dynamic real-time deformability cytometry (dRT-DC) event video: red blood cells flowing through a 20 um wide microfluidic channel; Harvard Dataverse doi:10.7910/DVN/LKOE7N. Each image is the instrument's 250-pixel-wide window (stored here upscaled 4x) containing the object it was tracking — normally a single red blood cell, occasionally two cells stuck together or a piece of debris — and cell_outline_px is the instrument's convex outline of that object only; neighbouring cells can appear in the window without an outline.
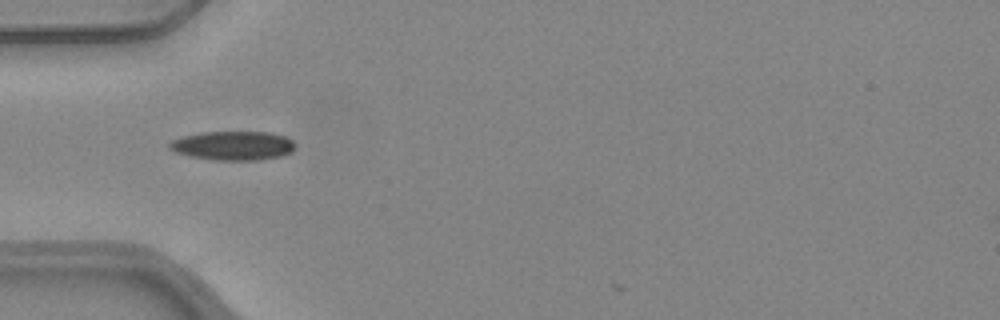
{"species": "common noctule bat (a hibernating species)", "species_latin": "Nyctalus noctula", "temperature_condition": "warm", "stored_images_in_passage": 33, "camera_frame_rate_fps": 3000, "um_per_image_px": 0.085, "animal": {"sex": "female", "body_mass_g": 24.6, "forearm_length_mm": 56.2}, "frame": {"image": 1, "passage_image": 1, "time_ms": 0.0, "image_size_px": [1000, 320], "cell_outline_px": [[296, 144], [292, 152], [280, 156], [260, 160], [216, 160], [188, 156], [176, 152], [168, 148], [168, 144], [172, 140], [184, 136], [200, 132], [272, 132], [284, 136], [292, 140]], "centroid_in_image_um": [19.81, 12.38], "position_along_channel_um": 65.2, "area_um2": 21.39}}
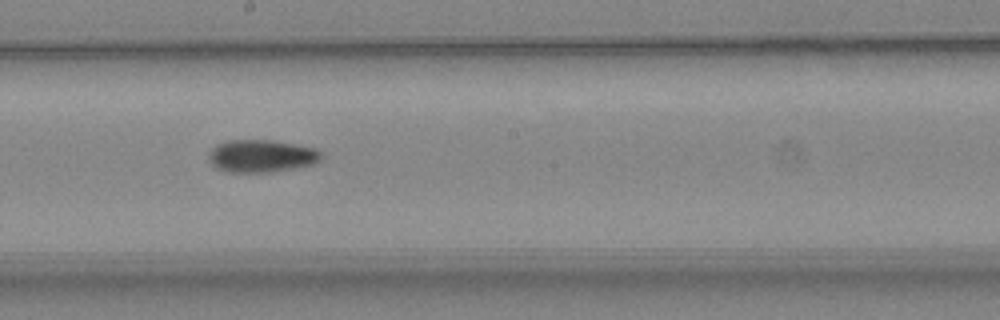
{"frame": {"image": 2, "passage_image": 13, "time_ms": 4.0, "image_size_px": [1000, 320], "cell_outline_px": [[320, 160], [312, 164], [296, 168], [272, 172], [224, 172], [216, 168], [208, 160], [208, 152], [216, 144], [228, 140], [272, 140], [316, 148], [320, 152]], "centroid_in_image_um": [22.17, 13.26], "position_along_channel_um": 226.0, "area_um2": 21.5}}
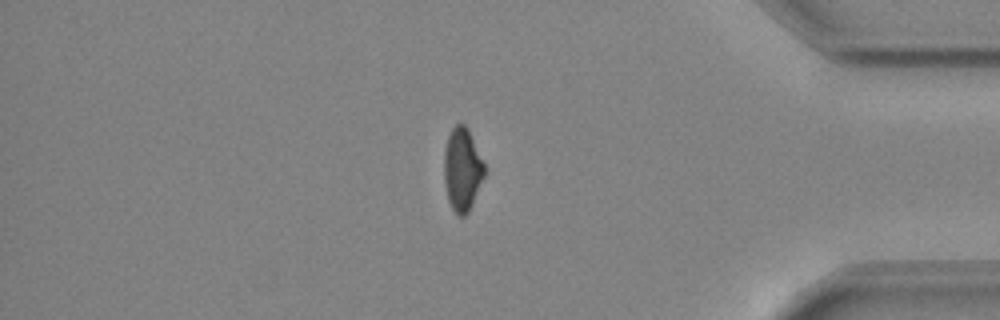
{"frame": {"image": 3, "passage_image": 28, "time_ms": 9.0, "image_size_px": [1000, 320], "cell_outline_px": [[484, 176], [472, 204], [468, 212], [464, 216], [456, 216], [448, 200], [444, 184], [444, 148], [448, 136], [452, 128], [456, 124], [464, 124], [468, 128], [484, 164]], "centroid_in_image_um": [39.27, 14.41], "position_along_channel_um": 395.9, "area_um2": 19.48}, "authors_computed_cell_mechanics": {"area_um2": 20.6346, "velocity_mm_per_s": 4.0276, "shape_relaxation_time_tau1_ms": 6.6518, "shape_relaxation_time_tau2_ms": 8.2761, "deformation_change_tau1": 0.1661, "deformation_change_tau2": 0.1399}}